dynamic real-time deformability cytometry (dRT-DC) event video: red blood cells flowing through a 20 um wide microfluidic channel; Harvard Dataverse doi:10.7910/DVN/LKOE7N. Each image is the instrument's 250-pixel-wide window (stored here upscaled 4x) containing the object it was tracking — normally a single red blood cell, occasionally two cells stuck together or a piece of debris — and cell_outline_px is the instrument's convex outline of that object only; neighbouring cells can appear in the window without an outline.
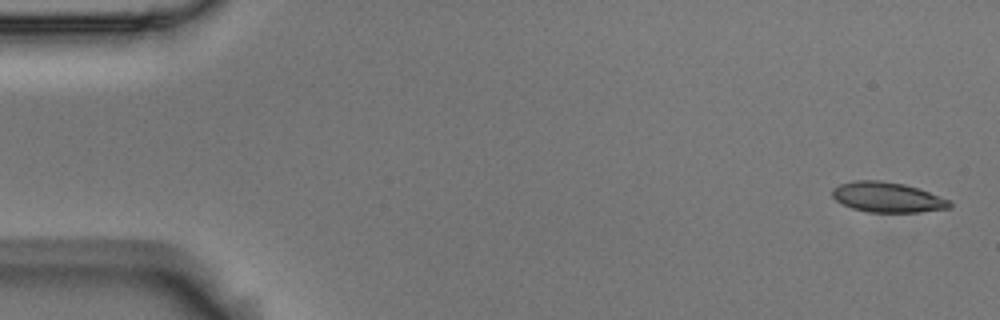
{"species": "Egyptian fruit bat (a non-hibernating species)", "species_latin": "Rousettus aegyptiacus", "temperature_condition": "room temperature", "stored_images_in_passage": 10, "camera_frame_rate_fps": 3000, "um_per_image_px": 0.085, "animal": {"sex": "male"}, "frame": {"image": 1, "passage_image": 1, "time_ms": 0.0, "image_size_px": [1000, 320], "cell_outline_px": [[952, 208], [920, 212], [868, 212], [852, 208], [836, 200], [832, 196], [832, 188], [840, 184], [852, 180], [880, 180], [904, 184], [920, 188], [948, 200], [952, 204]], "centroid_in_image_um": [75.43, 16.76], "position_along_channel_um": 9.6, "area_um2": 20.69}}
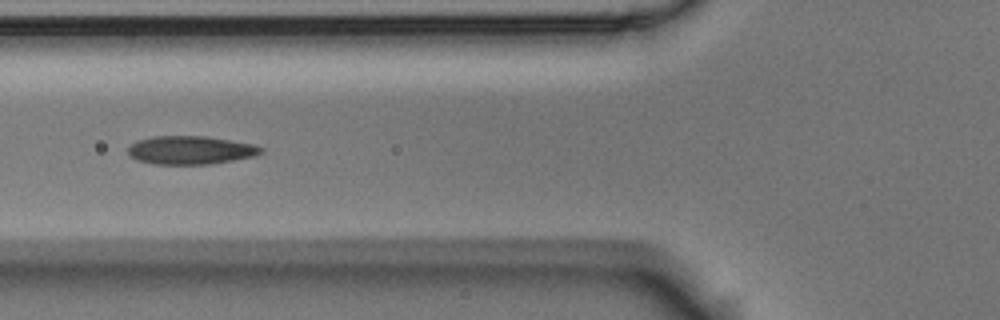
{"frame": {"image": 2, "passage_image": 6, "time_ms": 1.667, "image_size_px": [1000, 320], "cell_outline_px": [[264, 152], [256, 156], [208, 164], [156, 164], [136, 160], [128, 156], [128, 148], [136, 140], [152, 136], [204, 136], [256, 144], [264, 148]], "centroid_in_image_um": [16.2, 12.75], "position_along_channel_um": 109.6, "area_um2": 22.14}}
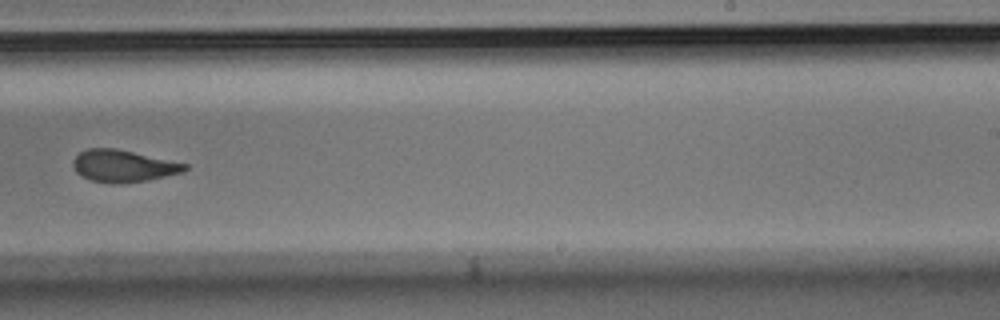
{"frame": {"image": 3, "passage_image": 10, "time_ms": 3.0, "image_size_px": [1000, 320], "cell_outline_px": [[188, 168], [184, 172], [148, 180], [120, 184], [116, 184], [92, 180], [76, 172], [72, 164], [72, 160], [80, 152], [88, 148], [116, 148], [188, 164]], "centroid_in_image_um": [10.49, 14.1], "position_along_channel_um": 278.5, "area_um2": 20.81}}